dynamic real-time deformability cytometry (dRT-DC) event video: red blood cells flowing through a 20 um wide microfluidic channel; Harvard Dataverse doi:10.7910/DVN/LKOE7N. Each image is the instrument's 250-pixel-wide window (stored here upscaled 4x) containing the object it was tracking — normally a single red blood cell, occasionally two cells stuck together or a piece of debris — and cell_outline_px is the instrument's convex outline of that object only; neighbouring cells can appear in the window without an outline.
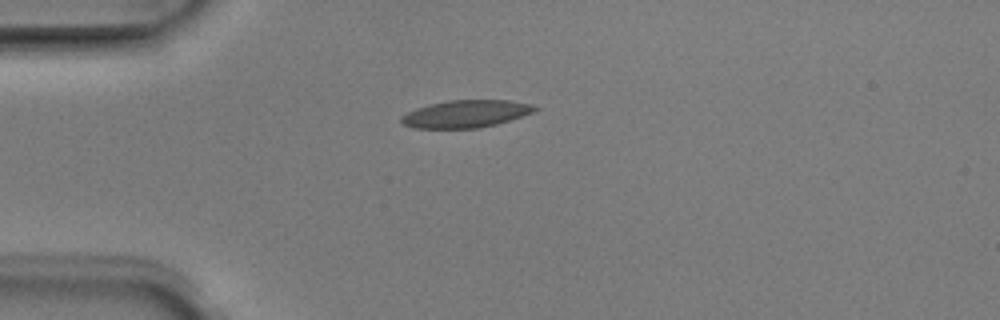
{"species": "Egyptian fruit bat (a non-hibernating species)", "species_latin": "Rousettus aegyptiacus", "temperature_condition": "room temperature", "stored_images_in_passage": 5, "camera_frame_rate_fps": 3000, "um_per_image_px": 0.085, "animal": {"sex": "male"}, "frame": {"image": 1, "passage_image": 5, "time_ms": 1.333, "image_size_px": [1000, 320], "cell_outline_px": [[540, 108], [532, 112], [496, 124], [480, 128], [416, 128], [404, 124], [400, 120], [400, 116], [416, 108], [428, 104], [448, 100], [508, 100], [528, 104]], "centroid_in_image_um": [39.54, 9.67], "position_along_channel_um": 45.5, "area_um2": 21.1}}